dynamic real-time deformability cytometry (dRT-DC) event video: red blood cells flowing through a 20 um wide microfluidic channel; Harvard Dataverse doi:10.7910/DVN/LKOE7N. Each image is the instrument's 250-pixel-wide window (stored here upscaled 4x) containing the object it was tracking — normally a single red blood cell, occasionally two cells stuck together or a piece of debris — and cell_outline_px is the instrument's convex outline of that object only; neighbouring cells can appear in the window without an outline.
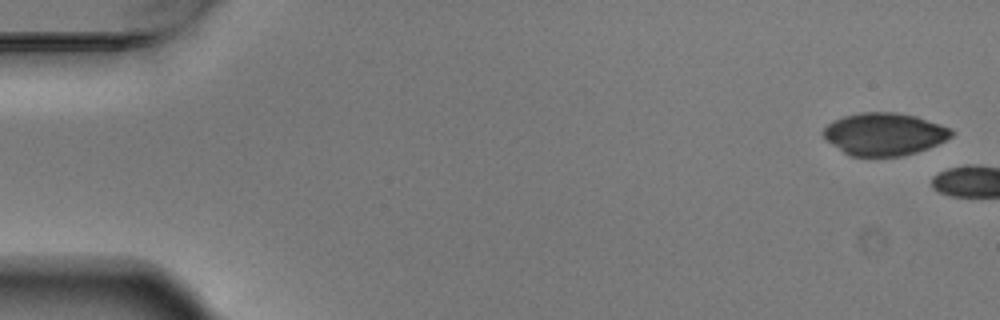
{"species": "Egyptian fruit bat (a non-hibernating species)", "species_latin": "Rousettus aegyptiacus", "temperature_condition": "warm", "stored_images_in_passage": 3, "camera_frame_rate_fps": 3000, "um_per_image_px": 0.085, "animal": {"sex": "male"}, "frame": {"image": 1, "passage_image": 3, "time_ms": 0.667, "image_size_px": [1000, 320], "cell_outline_px": [[956, 132], [952, 136], [928, 148], [916, 152], [900, 156], [848, 156], [824, 140], [820, 132], [832, 120], [844, 116], [860, 112], [896, 112], [916, 116], [952, 128]], "centroid_in_image_um": [75.12, 11.39], "position_along_channel_um": 9.9, "area_um2": 32.08}}